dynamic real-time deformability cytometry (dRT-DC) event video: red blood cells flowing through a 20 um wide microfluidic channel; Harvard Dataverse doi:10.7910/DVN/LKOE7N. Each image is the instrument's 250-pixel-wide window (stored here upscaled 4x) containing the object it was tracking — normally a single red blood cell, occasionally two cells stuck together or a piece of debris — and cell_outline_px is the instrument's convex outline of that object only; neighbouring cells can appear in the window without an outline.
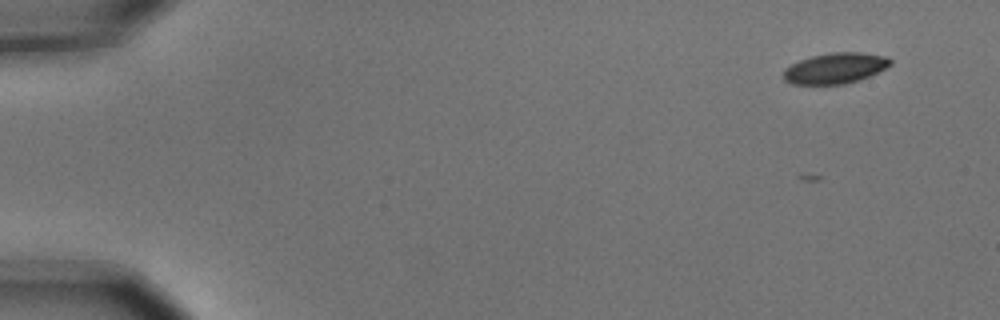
{"species": "common noctule bat (a hibernating species)", "species_latin": "Nyctalus noctula", "temperature_condition": "cold", "stored_images_in_passage": 7, "camera_frame_rate_fps": 3000, "um_per_image_px": 0.085, "animal": {"sex": "male", "body_mass_g": 15.6}, "frame": {"image": 1, "passage_image": 2, "time_ms": 0.333, "image_size_px": [1000, 320], "cell_outline_px": [[892, 64], [868, 76], [844, 84], [792, 84], [784, 80], [780, 76], [784, 68], [800, 60], [812, 56], [832, 52], [860, 52], [888, 56], [892, 60]], "centroid_in_image_um": [70.95, 5.79], "position_along_channel_um": 14.0, "area_um2": 19.13}}